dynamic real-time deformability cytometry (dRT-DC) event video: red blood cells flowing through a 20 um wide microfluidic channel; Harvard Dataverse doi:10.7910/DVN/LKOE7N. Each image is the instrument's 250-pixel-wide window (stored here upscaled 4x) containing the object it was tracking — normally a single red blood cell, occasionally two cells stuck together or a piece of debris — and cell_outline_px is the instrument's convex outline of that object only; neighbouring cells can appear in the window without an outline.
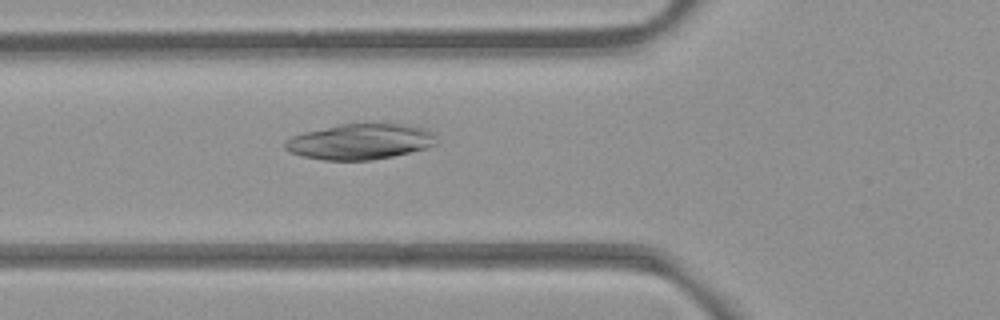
{"species": "common noctule bat (a hibernating species)", "species_latin": "Nyctalus noctula", "temperature_condition": "room temperature", "stored_images_in_passage": 36, "camera_frame_rate_fps": 3000, "um_per_image_px": 0.085, "animal": {"sex": "female", "body_mass_g": 21.9}, "frame": {"image": 1, "passage_image": 8, "time_ms": 2.333, "image_size_px": [1000, 320], "cell_outline_px": [[436, 144], [428, 148], [392, 156], [372, 160], [324, 160], [300, 156], [284, 148], [284, 140], [292, 136], [304, 132], [340, 124], [364, 120], [404, 124], [420, 128], [432, 132], [436, 136]], "centroid_in_image_um": [30.61, 12.0], "position_along_channel_um": 95.2, "area_um2": 32.25}}
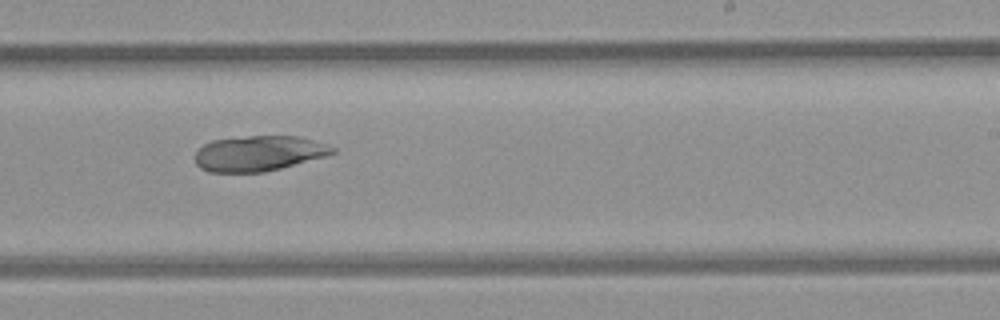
{"frame": {"image": 2, "passage_image": 21, "time_ms": 6.667, "image_size_px": [1000, 320], "cell_outline_px": [[336, 152], [324, 156], [280, 168], [264, 172], [208, 172], [200, 168], [196, 164], [192, 156], [204, 144], [212, 140], [248, 136], [300, 136], [328, 144], [336, 148]], "centroid_in_image_um": [21.96, 13.03], "position_along_channel_um": 267.0, "area_um2": 28.38}}
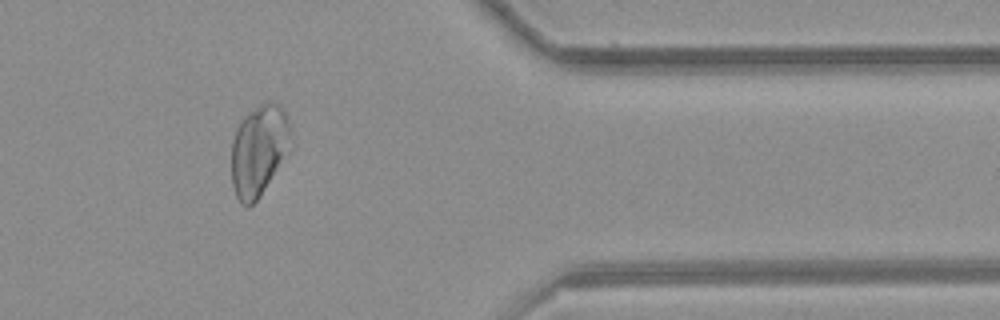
{"frame": {"image": 3, "passage_image": 32, "time_ms": 10.333, "image_size_px": [1000, 320], "cell_outline_px": [[292, 148], [260, 196], [248, 208], [240, 204], [236, 196], [232, 184], [232, 140], [236, 128], [244, 116], [248, 112], [260, 104], [268, 100], [272, 100], [280, 104], [292, 128]], "centroid_in_image_um": [22.03, 12.76], "position_along_channel_um": 389.4, "area_um2": 32.14}}